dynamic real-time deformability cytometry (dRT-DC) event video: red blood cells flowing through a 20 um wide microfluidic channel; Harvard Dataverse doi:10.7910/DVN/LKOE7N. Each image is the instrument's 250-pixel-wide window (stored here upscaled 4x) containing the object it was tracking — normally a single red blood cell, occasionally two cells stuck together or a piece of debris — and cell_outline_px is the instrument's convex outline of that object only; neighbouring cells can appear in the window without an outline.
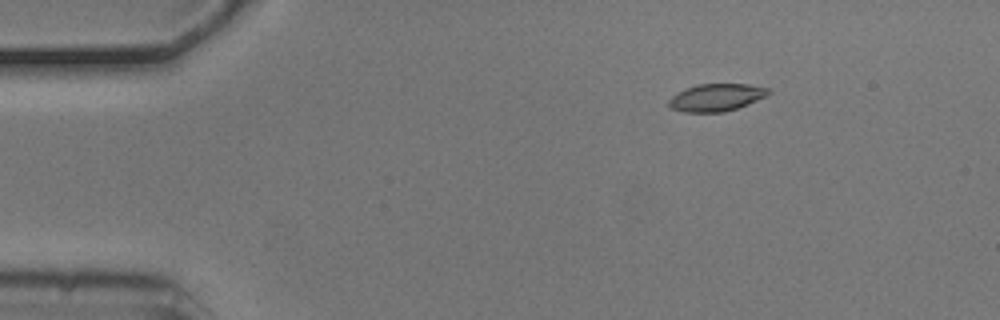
{"species": "common noctule bat (a hibernating species)", "species_latin": "Nyctalus noctula", "temperature_condition": "cold", "stored_images_in_passage": 4, "camera_frame_rate_fps": 3000, "um_per_image_px": 0.085, "animal": {"sex": "male", "body_mass_g": 20.5, "forearm_length_mm": 52.5}, "frame": {"image": 1, "passage_image": 1, "time_ms": 0.0, "image_size_px": [1000, 320], "cell_outline_px": [[772, 92], [748, 104], [724, 112], [684, 112], [672, 108], [668, 104], [668, 100], [672, 96], [684, 88], [696, 84], [748, 84], [768, 88]], "centroid_in_image_um": [60.86, 8.27], "position_along_channel_um": 24.1, "area_um2": 15.84}}
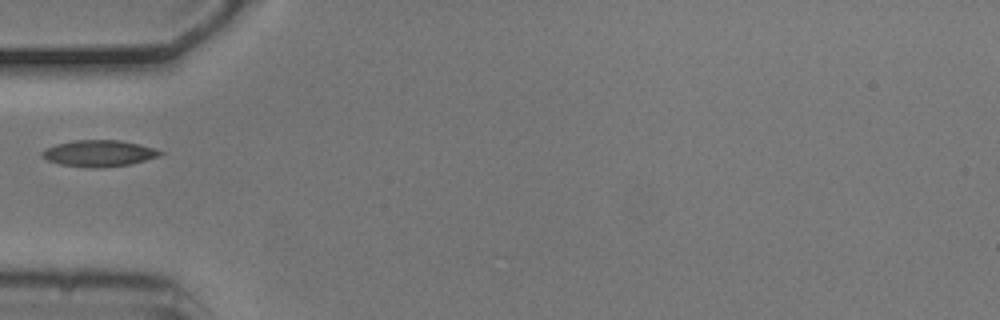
{"frame": {"image": 2, "passage_image": 4, "time_ms": 1.0, "image_size_px": [1000, 320], "cell_outline_px": [[164, 152], [160, 156], [132, 164], [100, 168], [92, 168], [60, 164], [48, 160], [40, 156], [40, 152], [56, 144], [76, 140], [120, 140], [140, 144]], "centroid_in_image_um": [8.42, 13.04], "position_along_channel_um": 76.6, "area_um2": 18.15}}